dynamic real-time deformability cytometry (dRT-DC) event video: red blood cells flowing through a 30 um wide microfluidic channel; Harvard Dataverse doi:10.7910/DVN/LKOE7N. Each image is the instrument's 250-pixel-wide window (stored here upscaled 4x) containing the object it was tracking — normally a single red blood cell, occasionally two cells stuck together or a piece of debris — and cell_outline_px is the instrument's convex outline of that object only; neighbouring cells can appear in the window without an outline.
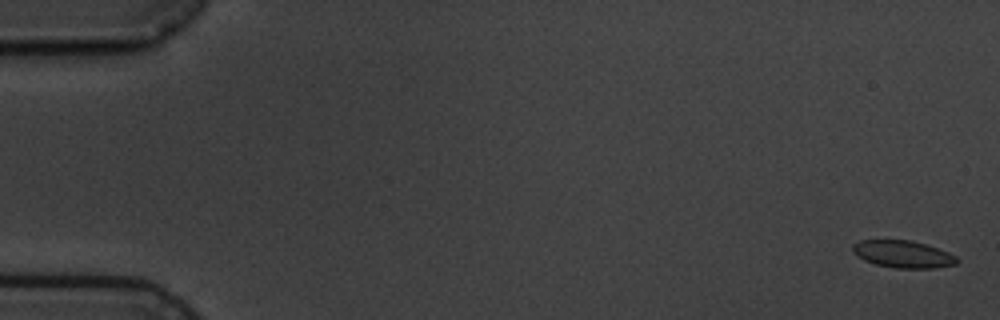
{"species": "common noctule bat (a hibernating species)", "species_latin": "Nyctalus noctula", "temperature_condition": "cold", "stored_images_in_passage": 13, "camera_frame_rate_fps": 3000, "um_per_image_px": 0.085, "animal": {"sex": "male", "body_mass_g": 19.5, "forearm_length_mm": 54.6}, "frame": {"image": 1, "passage_image": 1, "time_ms": 0.0, "image_size_px": [1000, 320], "cell_outline_px": [[960, 260], [956, 264], [932, 268], [896, 268], [876, 264], [864, 260], [852, 248], [852, 244], [860, 240], [912, 240], [948, 252], [956, 256]], "centroid_in_image_um": [76.78, 21.6], "position_along_channel_um": 8.2, "area_um2": 16.3}}
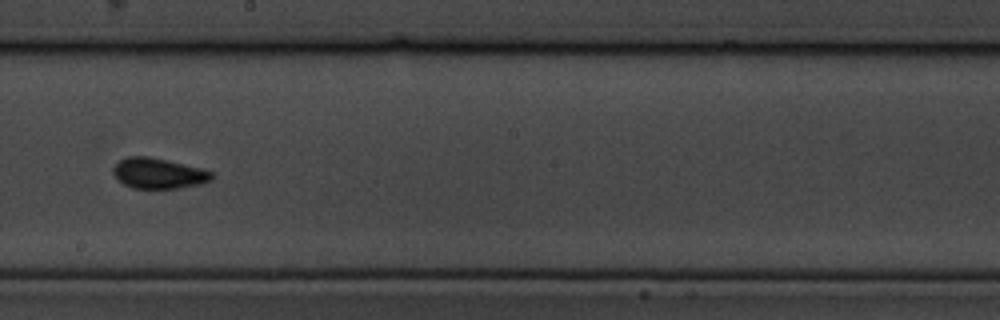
{"frame": {"image": 2, "passage_image": 8, "time_ms": 10.333, "image_size_px": [1000, 320], "cell_outline_px": [[212, 180], [200, 184], [180, 188], [132, 188], [116, 180], [112, 172], [112, 168], [120, 160], [128, 156], [148, 156], [168, 160], [204, 168], [212, 172]], "centroid_in_image_um": [13.46, 14.73], "position_along_channel_um": 234.7, "area_um2": 17.74}}
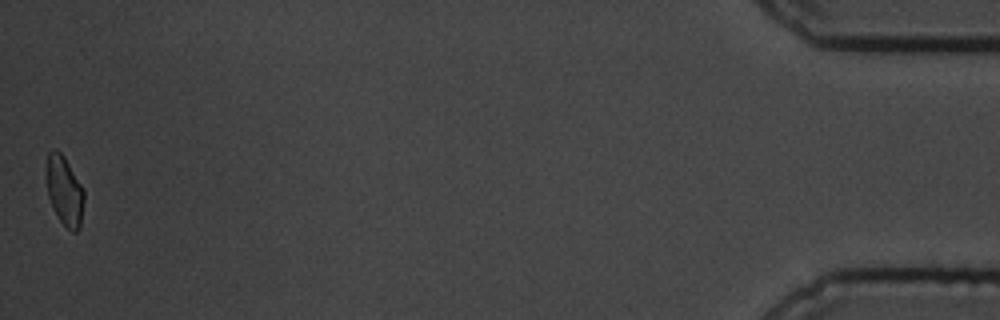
{"frame": {"image": 3, "passage_image": 13, "time_ms": 18.333, "image_size_px": [1000, 320], "cell_outline_px": [[84, 200], [80, 228], [76, 232], [72, 232], [60, 220], [48, 196], [44, 172], [44, 168], [48, 152], [52, 148], [56, 148], [64, 156], [84, 188]], "centroid_in_image_um": [5.46, 16.14], "position_along_channel_um": 429.7, "area_um2": 15.61}, "authors_computed_cell_mechanics": {"area_um2": 16.762, "velocity_mm_per_s": 3.5572, "shape_relaxation_time_tau1_ms": 2.9854, "shape_relaxation_time_tau2_ms": null, "deformation_change_tau1": 0.0584, "deformation_change_tau2": null}}